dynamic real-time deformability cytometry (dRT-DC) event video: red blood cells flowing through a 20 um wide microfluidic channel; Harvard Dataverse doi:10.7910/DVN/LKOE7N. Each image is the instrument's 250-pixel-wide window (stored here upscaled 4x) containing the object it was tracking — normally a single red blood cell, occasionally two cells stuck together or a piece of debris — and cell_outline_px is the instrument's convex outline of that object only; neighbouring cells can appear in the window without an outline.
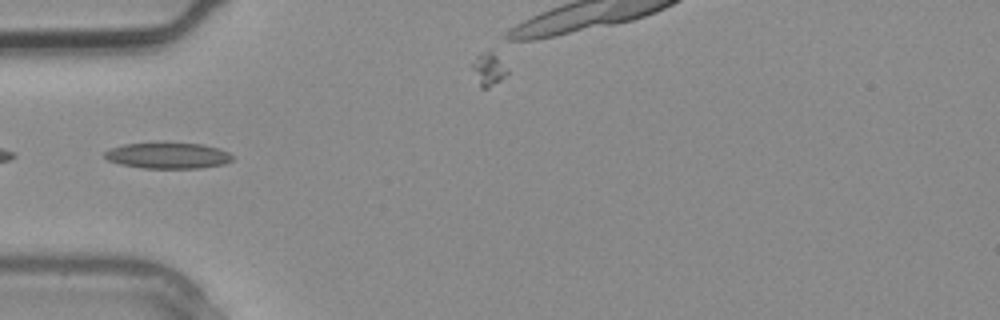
{"species": "common noctule bat (a hibernating species)", "species_latin": "Nyctalus noctula", "temperature_condition": "warm", "stored_images_in_passage": 3, "camera_frame_rate_fps": 3000, "um_per_image_px": 0.085, "animal": {"sex": "male", "body_mass_g": 20.4}, "frame": {"image": 1, "passage_image": 1, "time_ms": 0.0, "image_size_px": [1000, 320], "cell_outline_px": [[232, 160], [224, 164], [200, 168], [144, 168], [120, 164], [108, 160], [104, 156], [104, 152], [112, 148], [124, 144], [204, 144], [220, 148], [228, 152], [232, 156]], "centroid_in_image_um": [14.3, 13.24], "position_along_channel_um": 70.7, "area_um2": 18.96}}